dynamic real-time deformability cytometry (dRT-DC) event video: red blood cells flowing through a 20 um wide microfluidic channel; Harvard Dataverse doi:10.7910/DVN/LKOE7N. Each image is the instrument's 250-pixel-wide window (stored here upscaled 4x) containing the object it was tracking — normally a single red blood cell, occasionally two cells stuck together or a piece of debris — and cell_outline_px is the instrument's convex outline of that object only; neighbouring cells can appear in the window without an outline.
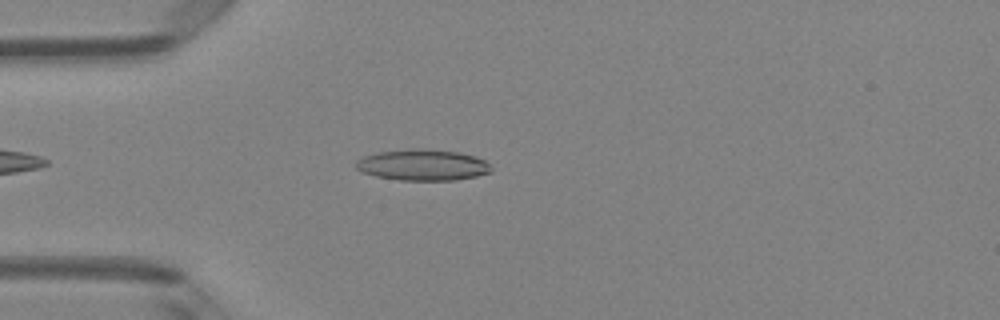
{"species": "Egyptian fruit bat (a non-hibernating species)", "species_latin": "Rousettus aegyptiacus", "temperature_condition": "room temperature", "stored_images_in_passage": 41, "camera_frame_rate_fps": 3000, "um_per_image_px": 0.085, "animal": {"sex": "female"}, "frame": {"image": 1, "passage_image": 6, "time_ms": 1.667, "image_size_px": [1000, 320], "cell_outline_px": [[492, 172], [476, 176], [456, 180], [400, 180], [376, 176], [364, 172], [356, 168], [356, 160], [364, 156], [380, 152], [412, 148], [424, 148], [460, 152], [476, 156], [484, 160], [492, 168]], "centroid_in_image_um": [35.96, 14.01], "position_along_channel_um": 49.0, "area_um2": 24.57}}
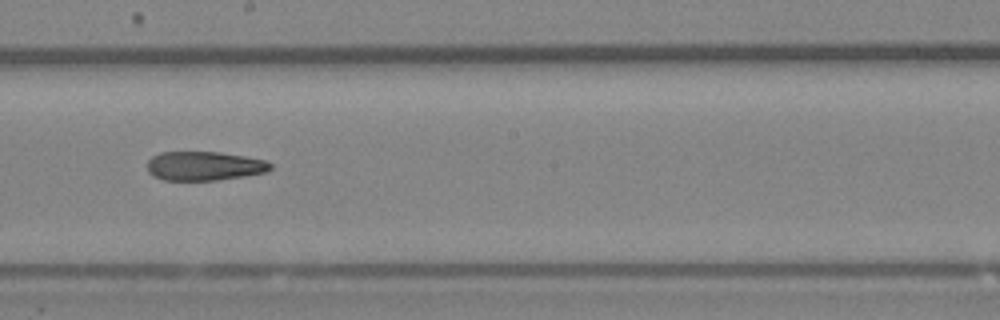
{"frame": {"image": 2, "passage_image": 20, "time_ms": 6.333, "image_size_px": [1000, 320], "cell_outline_px": [[272, 168], [268, 172], [244, 176], [216, 180], [164, 180], [152, 176], [148, 172], [148, 160], [152, 156], [160, 152], [220, 152], [244, 156], [264, 160], [272, 164]], "centroid_in_image_um": [17.36, 14.11], "position_along_channel_um": 230.8, "area_um2": 20.92}}
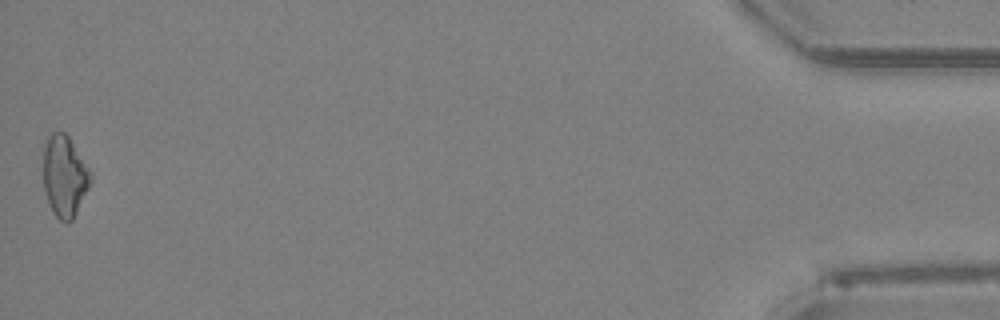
{"frame": {"image": 3, "passage_image": 41, "time_ms": 13.333, "image_size_px": [1000, 320], "cell_outline_px": [[92, 180], [72, 220], [60, 220], [52, 212], [44, 188], [44, 144], [48, 136], [52, 132], [64, 132], [68, 136], [92, 172]], "centroid_in_image_um": [5.49, 14.94], "position_along_channel_um": 429.7, "area_um2": 22.08}}